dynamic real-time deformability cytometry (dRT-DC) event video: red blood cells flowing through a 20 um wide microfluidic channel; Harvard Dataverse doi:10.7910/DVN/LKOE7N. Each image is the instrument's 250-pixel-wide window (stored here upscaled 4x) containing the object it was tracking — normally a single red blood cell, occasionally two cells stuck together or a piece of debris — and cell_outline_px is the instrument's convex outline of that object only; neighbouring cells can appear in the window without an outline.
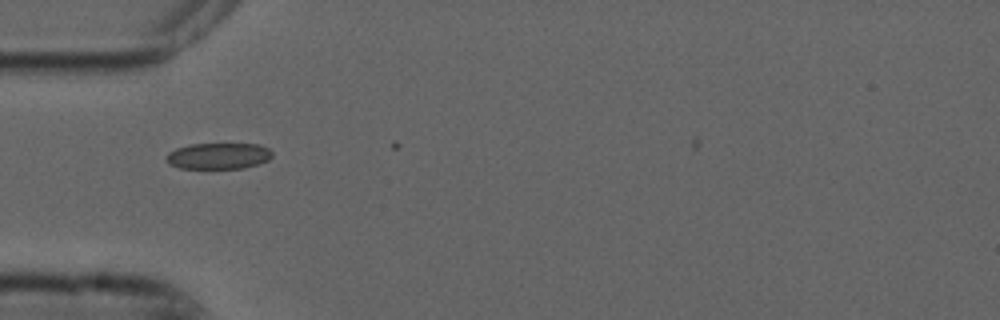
{"species": "common noctule bat (a hibernating species)", "species_latin": "Nyctalus noctula", "temperature_condition": "cold", "stored_images_in_passage": 8, "camera_frame_rate_fps": 3000, "um_per_image_px": 0.085, "animal": {"sex": "male", "forearm_length_mm": 52.5}, "frame": {"image": 1, "passage_image": 6, "time_ms": 1.667, "image_size_px": [1000, 320], "cell_outline_px": [[272, 156], [268, 160], [244, 168], [180, 168], [168, 164], [164, 156], [168, 152], [176, 148], [188, 144], [260, 144], [268, 148], [272, 152]], "centroid_in_image_um": [18.53, 13.25], "position_along_channel_um": 66.5, "area_um2": 16.24}}